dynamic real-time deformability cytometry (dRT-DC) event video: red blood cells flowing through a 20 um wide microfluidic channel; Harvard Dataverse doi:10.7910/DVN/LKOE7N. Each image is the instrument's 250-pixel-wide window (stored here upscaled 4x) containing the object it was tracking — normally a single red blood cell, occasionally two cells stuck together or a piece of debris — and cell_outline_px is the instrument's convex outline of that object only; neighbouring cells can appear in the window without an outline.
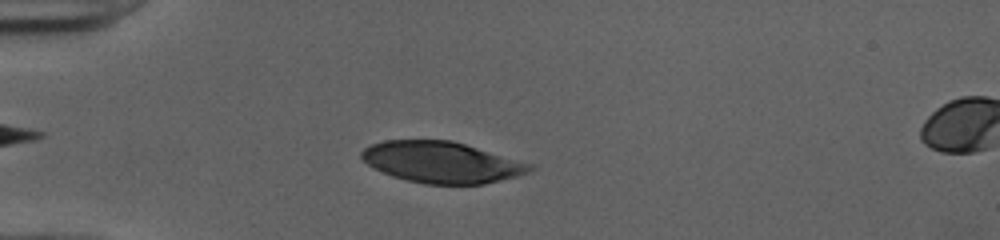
{"species": "human", "species_latin": "Homo sapiens", "temperature_condition": "cold", "stored_images_in_passage": 48, "camera_frame_rate_fps": 3000, "um_per_image_px": 0.085, "donor": {"sex": "female"}, "frame": {"image": 1, "passage_image": 14, "time_ms": 4.333, "image_size_px": [1000, 240], "cell_outline_px": [[536, 168], [528, 172], [516, 176], [484, 184], [424, 184], [404, 180], [392, 176], [368, 164], [360, 156], [360, 152], [364, 148], [372, 144], [384, 140], [452, 140], [536, 164]], "centroid_in_image_um": [37.59, 13.79], "position_along_channel_um": 47.4, "area_um2": 40.63}}
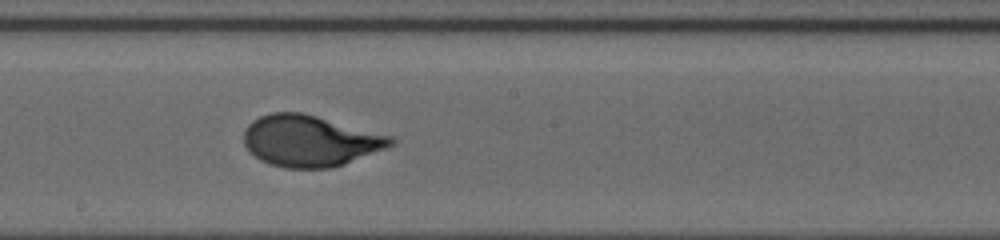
{"frame": {"image": 2, "passage_image": 29, "time_ms": 9.333, "image_size_px": [1000, 240], "cell_outline_px": [[396, 140], [392, 144], [384, 148], [344, 164], [332, 168], [284, 168], [268, 164], [260, 160], [248, 152], [244, 144], [244, 132], [248, 124], [252, 120], [260, 116], [272, 112], [300, 112], [316, 116], [392, 136]], "centroid_in_image_um": [26.29, 11.98], "position_along_channel_um": 221.9, "area_um2": 43.7}}
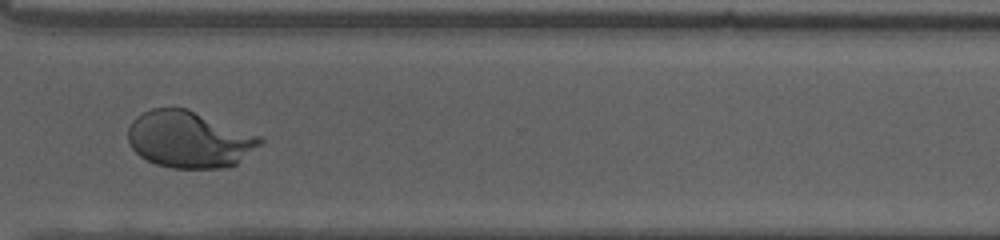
{"frame": {"image": 3, "passage_image": 39, "time_ms": 12.667, "image_size_px": [1000, 240], "cell_outline_px": [[264, 140], [260, 144], [236, 164], [224, 168], [172, 168], [156, 164], [140, 156], [132, 148], [128, 140], [128, 128], [132, 120], [136, 116], [152, 108], [188, 108], [260, 136]], "centroid_in_image_um": [16.06, 11.85], "position_along_channel_um": 354.5, "area_um2": 43.47}, "authors_computed_cell_mechanics": {"area_um2": 43.4367, "velocity_mm_per_s": 3.9764, "shape_relaxation_time_tau1_ms": 3.7423, "shape_relaxation_time_tau2_ms": null, "deformation_change_tau1": 0.2116, "deformation_change_tau2": null}}